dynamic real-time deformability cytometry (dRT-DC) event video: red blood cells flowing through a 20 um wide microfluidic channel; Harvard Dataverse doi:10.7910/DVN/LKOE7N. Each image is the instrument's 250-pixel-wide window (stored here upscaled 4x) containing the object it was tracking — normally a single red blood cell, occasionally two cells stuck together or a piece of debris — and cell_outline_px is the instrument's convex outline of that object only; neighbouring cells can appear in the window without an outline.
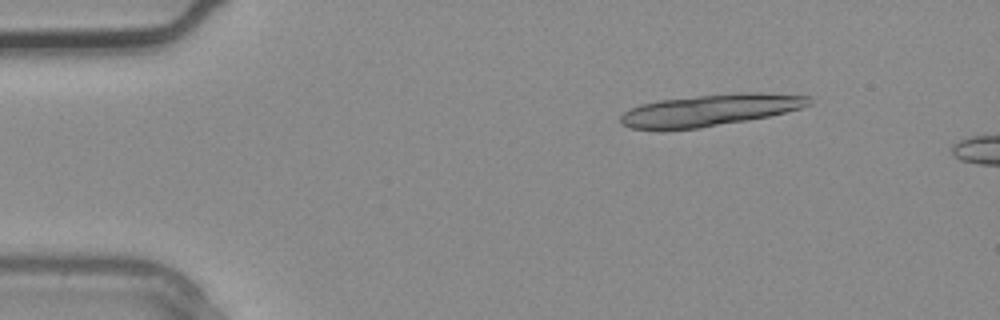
{"species": "common noctule bat (a hibernating species)", "species_latin": "Nyctalus noctula", "temperature_condition": "warm", "stored_images_in_passage": 2, "camera_frame_rate_fps": 3000, "um_per_image_px": 0.085, "animal": {"sex": "male", "body_mass_g": 20.4}, "frame": {"image": 1, "passage_image": 1, "time_ms": 0.0, "image_size_px": [1000, 320], "cell_outline_px": [[812, 104], [800, 108], [768, 116], [748, 120], [700, 128], [632, 128], [620, 124], [620, 116], [624, 112], [640, 104], [656, 100], [736, 92], [760, 92], [812, 96]], "centroid_in_image_um": [60.41, 9.33], "position_along_channel_um": 24.6, "area_um2": 34.62}}